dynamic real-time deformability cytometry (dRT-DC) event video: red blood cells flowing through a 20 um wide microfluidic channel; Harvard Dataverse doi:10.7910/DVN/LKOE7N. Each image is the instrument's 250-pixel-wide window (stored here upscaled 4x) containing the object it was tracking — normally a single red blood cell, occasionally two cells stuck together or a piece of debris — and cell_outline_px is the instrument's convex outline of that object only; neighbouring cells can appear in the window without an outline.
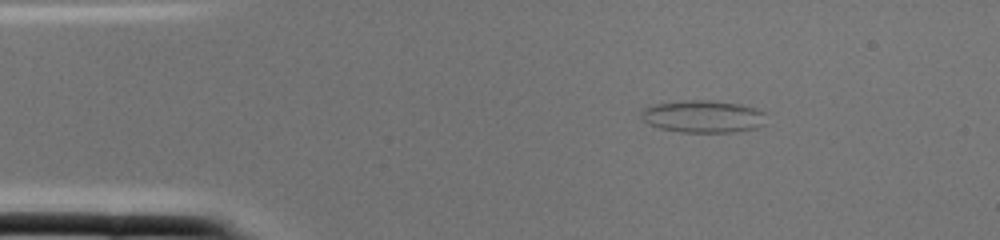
{"species": "common noctule bat (a hibernating species)", "species_latin": "Nyctalus noctula", "temperature_condition": "cold", "stored_images_in_passage": 1, "camera_frame_rate_fps": 3000, "um_per_image_px": 0.085, "animal": {"sex": "female", "body_mass_g": 22.0, "forearm_length_mm": 56.7}, "frame": {"image": 1, "passage_image": 1, "time_ms": 0.0, "image_size_px": [1000, 240], "cell_outline_px": [[764, 124], [756, 128], [736, 132], [680, 132], [660, 128], [648, 124], [640, 120], [640, 112], [644, 108], [656, 104], [684, 100], [708, 100], [740, 104], [756, 108], [764, 112]], "centroid_in_image_um": [59.73, 9.9], "position_along_channel_um": 25.3, "area_um2": 23.7}}